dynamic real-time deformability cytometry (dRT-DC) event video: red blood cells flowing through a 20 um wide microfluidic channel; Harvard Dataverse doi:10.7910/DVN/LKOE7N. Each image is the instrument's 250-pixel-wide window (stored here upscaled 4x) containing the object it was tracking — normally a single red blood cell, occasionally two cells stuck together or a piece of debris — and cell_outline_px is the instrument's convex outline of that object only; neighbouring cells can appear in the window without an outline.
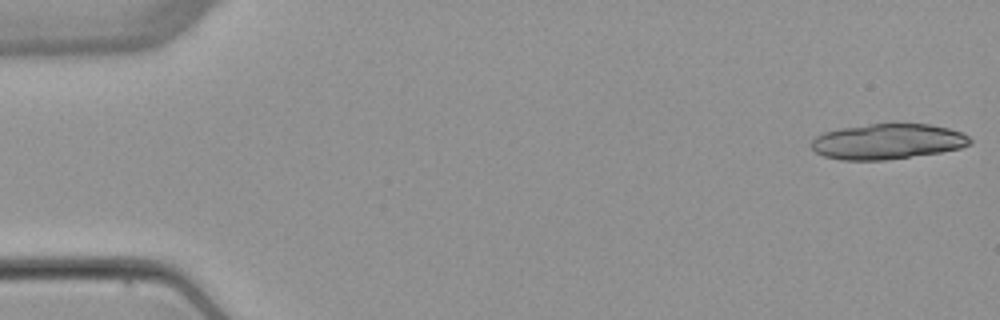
{"species": "common noctule bat (a hibernating species)", "species_latin": "Nyctalus noctula", "temperature_condition": "warm", "stored_images_in_passage": 5, "camera_frame_rate_fps": 3000, "um_per_image_px": 0.085, "animal": {"sex": "female", "body_mass_g": 22.7, "forearm_length_mm": 54.2}, "frame": {"image": 1, "passage_image": 1, "time_ms": 0.0, "image_size_px": [1000, 320], "cell_outline_px": [[972, 144], [960, 148], [940, 152], [884, 160], [840, 160], [824, 156], [816, 152], [812, 148], [812, 140], [816, 136], [824, 132], [840, 128], [868, 124], [928, 124], [948, 128], [964, 132], [972, 140]], "centroid_in_image_um": [75.46, 12.03], "position_along_channel_um": 9.5, "area_um2": 32.71}}